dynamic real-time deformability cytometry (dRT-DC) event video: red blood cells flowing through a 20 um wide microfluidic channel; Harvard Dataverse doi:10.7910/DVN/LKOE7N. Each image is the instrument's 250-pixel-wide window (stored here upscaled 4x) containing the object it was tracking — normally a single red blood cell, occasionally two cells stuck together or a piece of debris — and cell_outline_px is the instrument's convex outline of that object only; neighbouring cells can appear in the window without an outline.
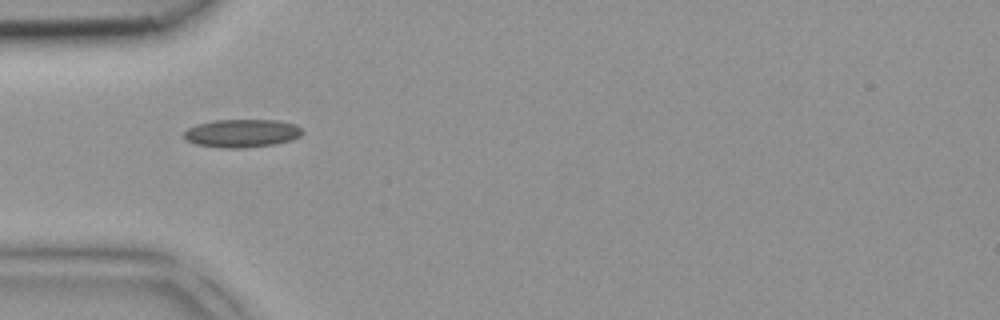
{"species": "common noctule bat (a hibernating species)", "species_latin": "Nyctalus noctula", "temperature_condition": "room temperature", "stored_images_in_passage": 5, "camera_frame_rate_fps": 3000, "um_per_image_px": 0.085, "animal": {"sex": "female", "body_mass_g": 18.4}, "frame": {"image": 1, "passage_image": 4, "time_ms": 1.0, "image_size_px": [1000, 320], "cell_outline_px": [[304, 132], [300, 136], [292, 140], [276, 144], [244, 148], [220, 148], [196, 144], [188, 140], [184, 136], [184, 132], [188, 128], [196, 124], [216, 120], [276, 120], [296, 124]], "centroid_in_image_um": [20.59, 11.33], "position_along_channel_um": 64.4, "area_um2": 19.48}}